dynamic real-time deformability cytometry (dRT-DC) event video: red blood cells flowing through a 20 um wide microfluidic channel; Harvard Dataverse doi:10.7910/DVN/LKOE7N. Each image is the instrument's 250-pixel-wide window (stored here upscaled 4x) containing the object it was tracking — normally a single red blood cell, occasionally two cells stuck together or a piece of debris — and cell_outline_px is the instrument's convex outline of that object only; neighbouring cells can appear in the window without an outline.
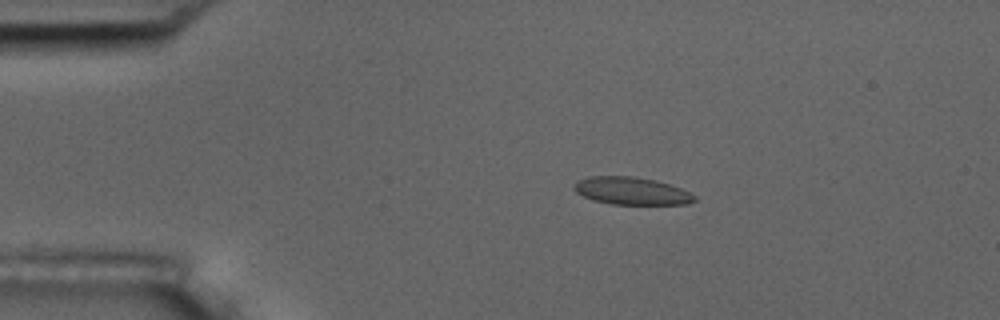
{"species": "common noctule bat (a hibernating species)", "species_latin": "Nyctalus noctula", "temperature_condition": "room temperature", "stored_images_in_passage": 4, "camera_frame_rate_fps": 3000, "um_per_image_px": 0.085, "animal": {"sex": "male", "body_mass_g": 17.5, "forearm_length_mm": 52.3}, "frame": {"image": 1, "passage_image": 2, "time_ms": 1.333, "image_size_px": [1000, 320], "cell_outline_px": [[696, 200], [688, 204], [612, 204], [592, 200], [576, 192], [572, 188], [572, 184], [576, 180], [588, 176], [632, 176], [656, 180], [680, 188], [696, 196]], "centroid_in_image_um": [53.62, 16.22], "position_along_channel_um": 31.4, "area_um2": 19.42}}
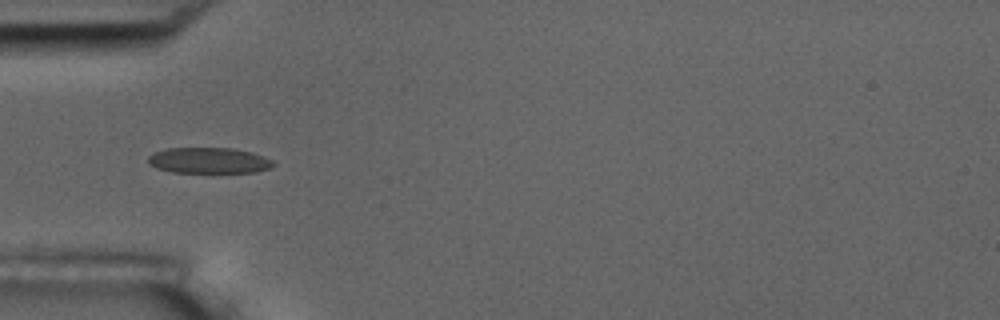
{"frame": {"image": 2, "passage_image": 4, "time_ms": 3.667, "image_size_px": [1000, 320], "cell_outline_px": [[276, 164], [268, 168], [256, 172], [172, 172], [156, 168], [148, 164], [148, 156], [156, 152], [168, 148], [232, 148], [252, 152], [264, 156], [272, 160]], "centroid_in_image_um": [17.75, 13.64], "position_along_channel_um": 67.2, "area_um2": 18.79}}